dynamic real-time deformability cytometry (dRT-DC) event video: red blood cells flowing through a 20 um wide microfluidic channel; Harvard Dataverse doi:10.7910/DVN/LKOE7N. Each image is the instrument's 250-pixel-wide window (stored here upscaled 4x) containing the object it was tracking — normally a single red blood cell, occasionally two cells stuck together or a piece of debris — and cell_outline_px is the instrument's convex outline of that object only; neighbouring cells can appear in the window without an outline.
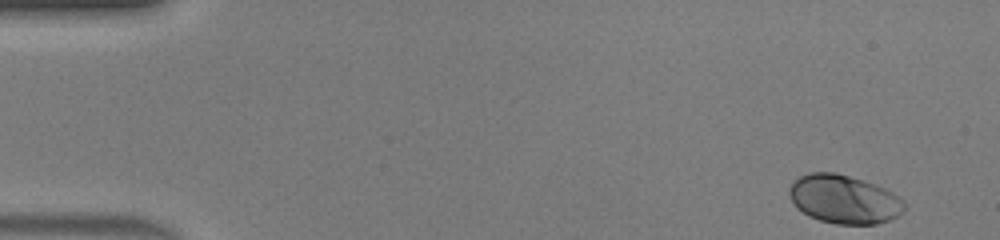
{"species": "human", "species_latin": "Homo sapiens", "temperature_condition": "warm", "stored_images_in_passage": 46, "camera_frame_rate_fps": 3000, "um_per_image_px": 0.085, "donor": {"sex": "male"}, "frame": {"image": 1, "passage_image": 1, "time_ms": 0.0, "image_size_px": [1000, 240], "cell_outline_px": [[904, 212], [900, 216], [876, 224], [836, 224], [820, 220], [808, 216], [796, 208], [788, 196], [788, 188], [792, 180], [808, 172], [836, 172], [864, 180], [876, 184], [892, 192], [904, 200]], "centroid_in_image_um": [71.71, 16.93], "position_along_channel_um": 13.3, "area_um2": 33.12}}
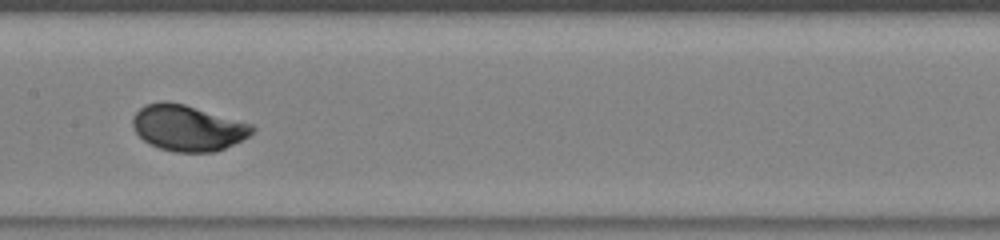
{"frame": {"image": 2, "passage_image": 23, "time_ms": 7.333, "image_size_px": [1000, 240], "cell_outline_px": [[256, 128], [248, 136], [216, 152], [176, 152], [160, 148], [144, 140], [136, 132], [132, 124], [132, 116], [144, 104], [164, 100], [184, 104], [252, 124]], "centroid_in_image_um": [15.93, 10.86], "position_along_channel_um": 191.5, "area_um2": 31.73}}
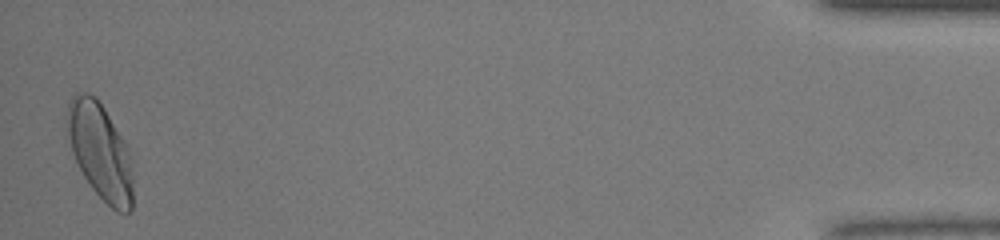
{"frame": {"image": 3, "passage_image": 46, "time_ms": 15.0, "image_size_px": [1000, 240], "cell_outline_px": [[132, 208], [128, 212], [116, 212], [92, 188], [84, 176], [72, 152], [68, 136], [68, 104], [72, 96], [76, 92], [88, 92], [96, 96], [104, 108], [124, 140], [128, 148], [132, 164]], "centroid_in_image_um": [8.53, 12.84], "position_along_channel_um": 426.7, "area_um2": 36.53}, "authors_computed_cell_mechanics": {"area_um2": 31.6455, "velocity_mm_per_s": 4.2465, "shape_relaxation_time_tau1_ms": 1.9183, "shape_relaxation_time_tau2_ms": null, "deformation_change_tau1": 0.1339, "deformation_change_tau2": null}}